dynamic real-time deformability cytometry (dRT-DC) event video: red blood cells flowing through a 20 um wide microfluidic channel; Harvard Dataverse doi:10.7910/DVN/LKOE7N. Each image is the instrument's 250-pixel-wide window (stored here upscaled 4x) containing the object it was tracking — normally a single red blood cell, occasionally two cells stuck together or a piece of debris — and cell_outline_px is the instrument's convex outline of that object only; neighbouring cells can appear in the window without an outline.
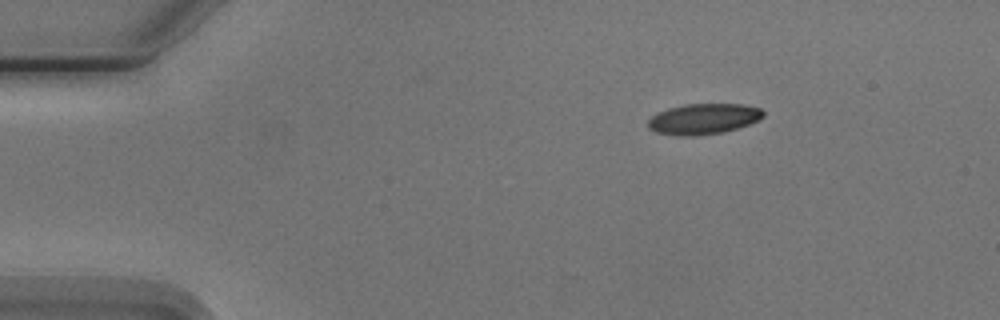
{"species": "Egyptian fruit bat (a non-hibernating species)", "species_latin": "Rousettus aegyptiacus", "temperature_condition": "cold", "stored_images_in_passage": 3, "camera_frame_rate_fps": 3000, "um_per_image_px": 0.085, "animal": {"sex": "male"}, "frame": {"image": 1, "passage_image": 1, "time_ms": 0.0, "image_size_px": [1000, 320], "cell_outline_px": [[764, 116], [748, 124], [724, 132], [696, 136], [676, 136], [656, 132], [648, 128], [648, 120], [652, 116], [668, 108], [684, 104], [740, 104], [760, 108], [764, 112]], "centroid_in_image_um": [59.76, 10.11], "position_along_channel_um": 25.2, "area_um2": 20.52}}